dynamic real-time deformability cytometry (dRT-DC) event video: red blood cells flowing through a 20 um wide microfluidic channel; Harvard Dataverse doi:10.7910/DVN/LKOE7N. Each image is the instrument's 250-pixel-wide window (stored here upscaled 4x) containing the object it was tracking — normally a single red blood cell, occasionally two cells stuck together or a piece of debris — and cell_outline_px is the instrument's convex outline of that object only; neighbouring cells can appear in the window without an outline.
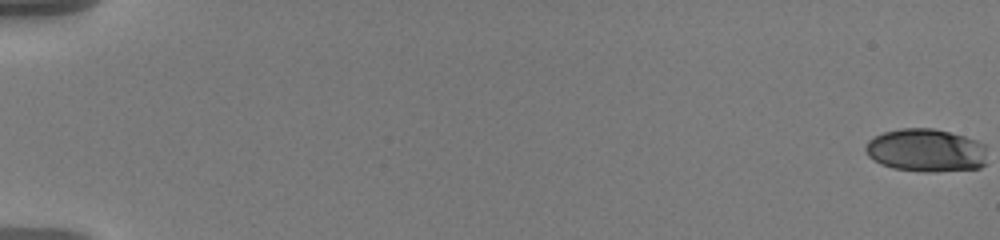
{"species": "human", "species_latin": "Homo sapiens", "temperature_condition": "warm", "stored_images_in_passage": 59, "camera_frame_rate_fps": 3000, "um_per_image_px": 0.085, "donor": {"sex": "male"}, "frame": {"image": 1, "passage_image": 1, "time_ms": 0.0, "image_size_px": [1000, 240], "cell_outline_px": [[980, 164], [976, 168], [896, 168], [884, 164], [876, 160], [868, 152], [868, 144], [876, 136], [888, 132], [912, 128], [924, 128], [948, 132], [960, 136]], "centroid_in_image_um": [78.37, 12.73], "position_along_channel_um": 6.6, "area_um2": 25.49}}
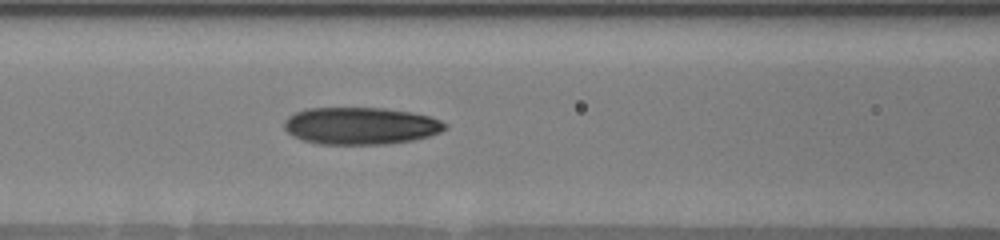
{"frame": {"image": 2, "passage_image": 28, "time_ms": 9.0, "image_size_px": [1000, 240], "cell_outline_px": [[444, 128], [436, 132], [424, 136], [404, 140], [352, 144], [344, 144], [312, 140], [300, 136], [292, 132], [288, 128], [288, 120], [292, 116], [300, 112], [316, 108], [368, 108], [404, 112], [424, 116], [436, 120], [444, 124]], "centroid_in_image_um": [30.67, 10.66], "position_along_channel_um": 135.9, "area_um2": 31.39}}
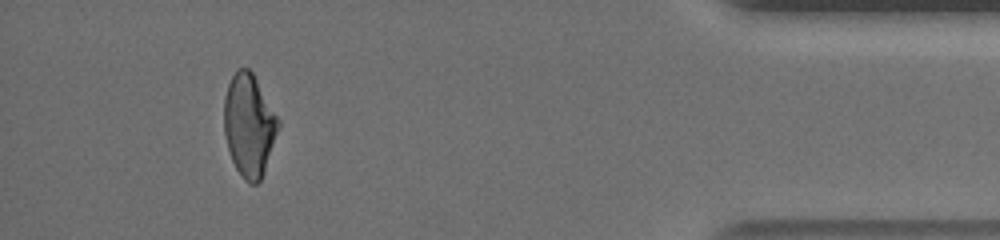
{"frame": {"image": 3, "passage_image": 55, "time_ms": 18.0, "image_size_px": [1000, 240], "cell_outline_px": [[276, 128], [260, 180], [256, 184], [252, 184], [236, 168], [232, 160], [224, 128], [224, 100], [232, 76], [240, 68], [248, 68], [252, 72], [276, 116]], "centroid_in_image_um": [21.11, 10.59], "position_along_channel_um": 414.1, "area_um2": 30.29}, "authors_computed_cell_mechanics": {"area_um2": 30.5184, "velocity_mm_per_s": 3.6125, "shape_relaxation_time_tau1_ms": 8.8564, "shape_relaxation_time_tau2_ms": 1.763, "deformation_change_tau1": 0.2763, "deformation_change_tau2": 0.0821}}